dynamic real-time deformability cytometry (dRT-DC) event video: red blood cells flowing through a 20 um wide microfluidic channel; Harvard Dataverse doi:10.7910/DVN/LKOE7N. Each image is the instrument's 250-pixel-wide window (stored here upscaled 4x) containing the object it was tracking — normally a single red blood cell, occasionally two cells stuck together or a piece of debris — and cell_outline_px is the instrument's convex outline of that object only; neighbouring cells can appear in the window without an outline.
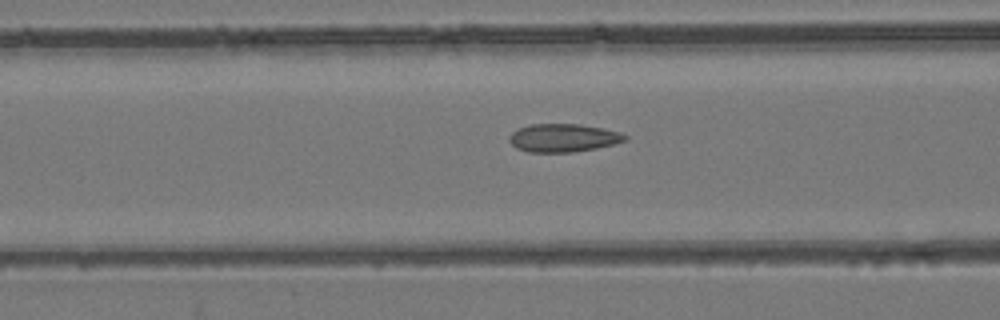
{"species": "common noctule bat (a hibernating species)", "species_latin": "Nyctalus noctula", "temperature_condition": "room temperature", "stored_images_in_passage": 14, "camera_frame_rate_fps": 3000, "um_per_image_px": 0.085, "animal": {"sex": "female", "body_mass_g": 24.6, "forearm_length_mm": 56.2}, "frame": {"image": 1, "passage_image": 14, "time_ms": 4.333, "image_size_px": [1000, 320], "cell_outline_px": [[628, 140], [596, 148], [572, 152], [528, 152], [516, 148], [508, 140], [508, 136], [516, 128], [532, 124], [580, 124], [604, 128], [620, 132], [628, 136]], "centroid_in_image_um": [47.86, 11.71], "position_along_channel_um": 118.7, "area_um2": 19.13}}